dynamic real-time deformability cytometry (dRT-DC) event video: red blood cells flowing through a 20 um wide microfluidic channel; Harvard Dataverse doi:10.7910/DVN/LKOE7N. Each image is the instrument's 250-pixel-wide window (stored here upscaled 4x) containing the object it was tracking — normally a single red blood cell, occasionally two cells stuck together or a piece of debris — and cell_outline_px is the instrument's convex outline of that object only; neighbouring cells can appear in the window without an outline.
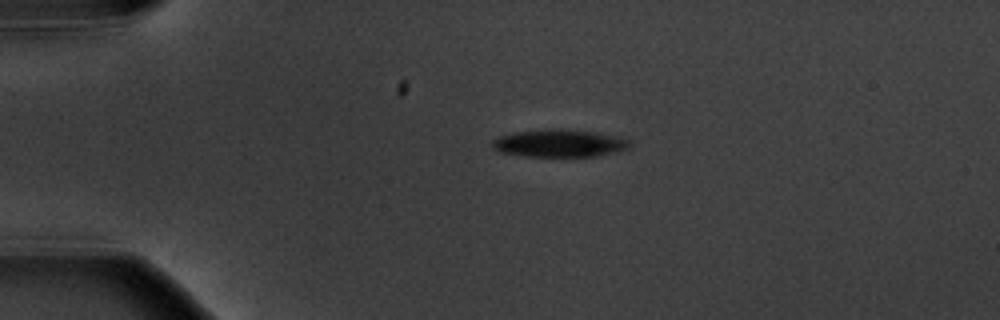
{"species": "common noctule bat (a hibernating species)", "species_latin": "Nyctalus noctula", "temperature_condition": "warm", "stored_images_in_passage": 2, "camera_frame_rate_fps": 3000, "um_per_image_px": 0.085, "animal": {"sex": "male", "body_mass_g": 20.1, "forearm_length_mm": 53.5}, "frame": {"image": 1, "passage_image": 1, "time_ms": 0.0, "image_size_px": [1000, 320], "cell_outline_px": [[632, 144], [628, 148], [616, 152], [596, 156], [524, 156], [500, 152], [492, 148], [492, 140], [500, 136], [512, 132], [544, 128], [560, 128], [596, 132], [628, 140]], "centroid_in_image_um": [47.49, 12.16], "position_along_channel_um": 37.5, "area_um2": 22.2}}